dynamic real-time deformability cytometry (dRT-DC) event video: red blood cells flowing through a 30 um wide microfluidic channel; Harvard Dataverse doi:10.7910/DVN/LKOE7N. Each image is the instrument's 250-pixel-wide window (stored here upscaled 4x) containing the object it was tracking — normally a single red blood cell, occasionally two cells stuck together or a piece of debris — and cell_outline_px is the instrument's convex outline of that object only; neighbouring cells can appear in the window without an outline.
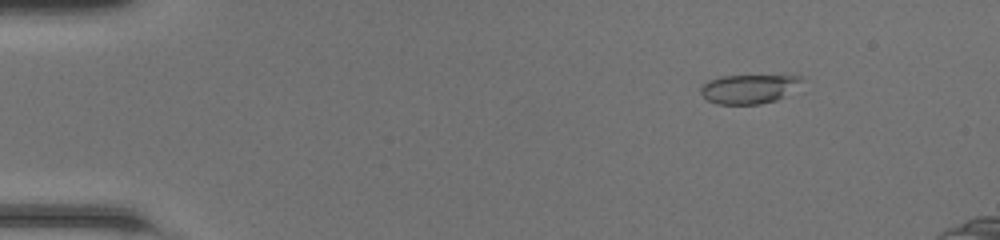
{"species": "common noctule bat (a hibernating species)", "species_latin": "Nyctalus noctula", "temperature_condition": "room temperature", "stored_images_in_passage": 49, "camera_frame_rate_fps": 3000, "um_per_image_px": 0.085, "animal": {"sex": "female", "body_mass_g": 20.0, "forearm_length_mm": 54.0}, "frame": {"image": 1, "passage_image": 7, "time_ms": 2.0, "image_size_px": [1000, 240], "cell_outline_px": [[808, 80], [784, 96], [776, 100], [760, 104], [716, 104], [708, 100], [700, 92], [700, 88], [708, 80], [720, 76], [784, 72], [800, 76]], "centroid_in_image_um": [63.79, 7.48], "position_along_channel_um": 21.2, "area_um2": 18.32}}
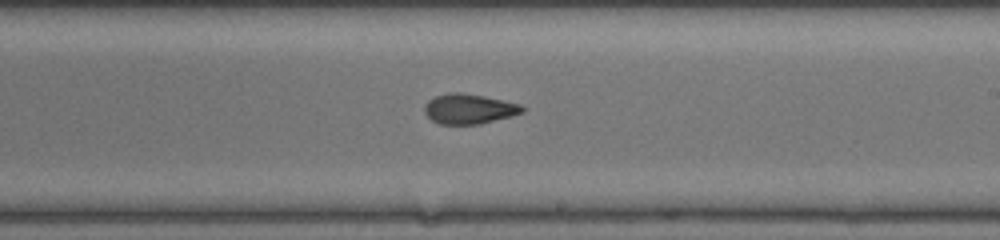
{"frame": {"image": 2, "passage_image": 30, "time_ms": 9.667, "image_size_px": [1000, 240], "cell_outline_px": [[524, 112], [512, 116], [480, 124], [440, 124], [432, 120], [424, 112], [424, 104], [432, 96], [448, 92], [460, 92], [484, 96], [504, 100], [520, 104], [524, 108]], "centroid_in_image_um": [39.84, 9.24], "position_along_channel_um": 249.2, "area_um2": 17.28}}
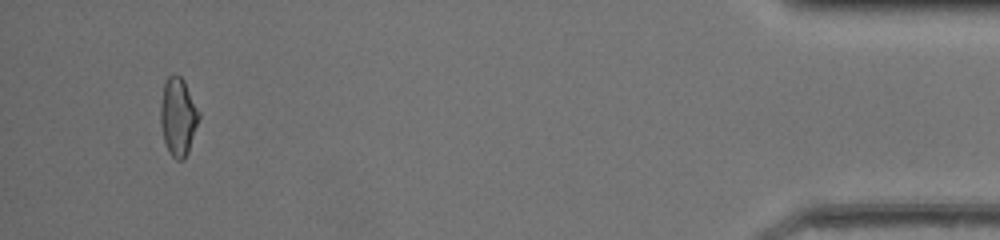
{"frame": {"image": 3, "passage_image": 47, "time_ms": 15.333, "image_size_px": [1000, 240], "cell_outline_px": [[200, 116], [188, 152], [184, 160], [176, 160], [168, 152], [164, 140], [160, 124], [160, 104], [164, 80], [172, 72], [180, 76], [184, 80], [200, 112]], "centroid_in_image_um": [15.12, 9.89], "position_along_channel_um": 420.1, "area_um2": 17.74}}